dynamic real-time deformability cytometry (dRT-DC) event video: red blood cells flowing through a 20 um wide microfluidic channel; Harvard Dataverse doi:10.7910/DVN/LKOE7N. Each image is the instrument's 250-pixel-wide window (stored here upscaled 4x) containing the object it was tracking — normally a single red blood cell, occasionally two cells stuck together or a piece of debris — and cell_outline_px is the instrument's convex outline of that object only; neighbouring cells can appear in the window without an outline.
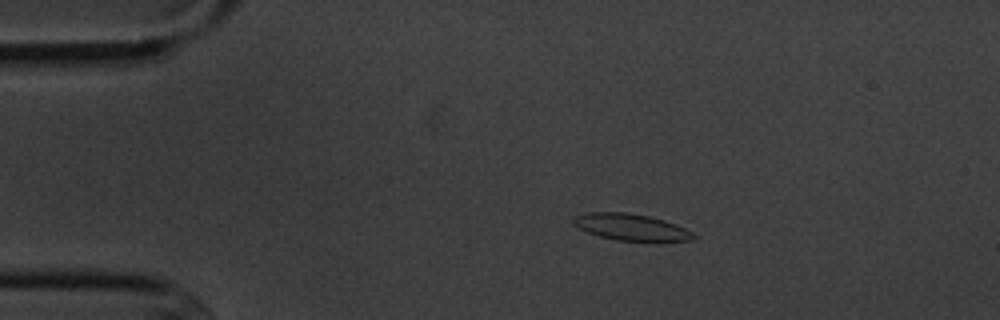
{"species": "common noctule bat (a hibernating species)", "species_latin": "Nyctalus noctula", "temperature_condition": "cold", "stored_images_in_passage": 8, "camera_frame_rate_fps": 3000, "um_per_image_px": 0.085, "animal": {"sex": "male", "body_mass_g": 20.1, "forearm_length_mm": 53.5}, "frame": {"image": 1, "passage_image": 3, "time_ms": 2.333, "image_size_px": [1000, 320], "cell_outline_px": [[696, 236], [688, 240], [660, 244], [616, 240], [600, 236], [588, 232], [572, 224], [572, 220], [576, 216], [588, 212], [628, 212], [648, 216], [664, 220], [676, 224], [692, 232]], "centroid_in_image_um": [53.7, 19.35], "position_along_channel_um": 31.3, "area_um2": 19.19}}
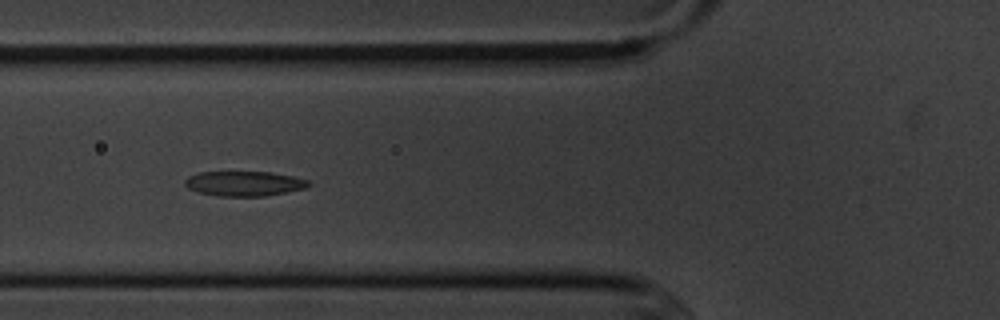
{"frame": {"image": 2, "passage_image": 6, "time_ms": 5.667, "image_size_px": [1000, 320], "cell_outline_px": [[312, 184], [304, 188], [264, 196], [220, 196], [200, 192], [188, 188], [184, 184], [184, 180], [188, 176], [200, 172], [268, 172], [292, 176], [308, 180]], "centroid_in_image_um": [20.73, 15.6], "position_along_channel_um": 105.1, "area_um2": 17.69}}
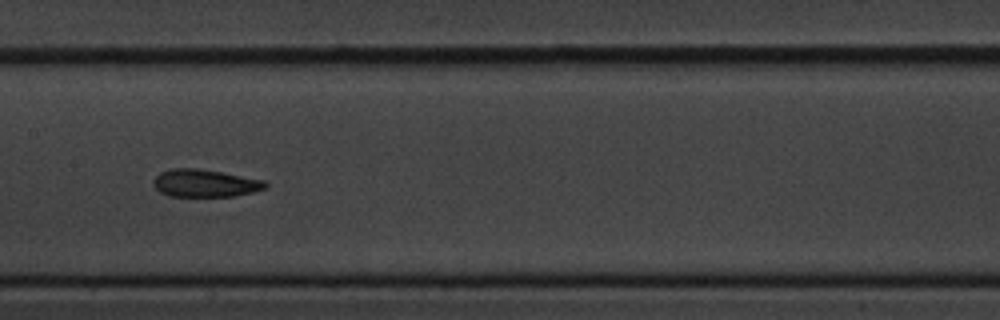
{"frame": {"image": 3, "passage_image": 8, "time_ms": 8.0, "image_size_px": [1000, 320], "cell_outline_px": [[268, 184], [264, 188], [252, 192], [232, 196], [168, 196], [160, 192], [152, 184], [152, 180], [160, 172], [172, 168], [196, 168], [220, 172], [264, 180]], "centroid_in_image_um": [17.37, 15.57], "position_along_channel_um": 190.0, "area_um2": 17.86}}